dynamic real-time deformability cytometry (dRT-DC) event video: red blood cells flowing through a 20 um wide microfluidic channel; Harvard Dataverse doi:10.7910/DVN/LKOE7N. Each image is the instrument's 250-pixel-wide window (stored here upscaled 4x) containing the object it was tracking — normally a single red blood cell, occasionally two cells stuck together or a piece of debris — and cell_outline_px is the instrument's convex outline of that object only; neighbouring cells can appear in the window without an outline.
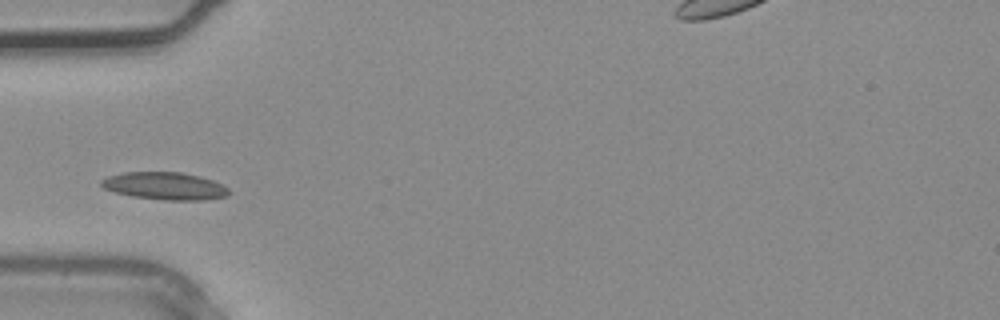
{"species": "common noctule bat (a hibernating species)", "species_latin": "Nyctalus noctula", "temperature_condition": "warm", "stored_images_in_passage": 2, "camera_frame_rate_fps": 3000, "um_per_image_px": 0.085, "animal": {"sex": "male", "body_mass_g": 20.4}, "frame": {"image": 1, "passage_image": 2, "time_ms": 0.333, "image_size_px": [1000, 320], "cell_outline_px": [[232, 192], [228, 196], [204, 200], [164, 200], [132, 196], [116, 192], [104, 188], [100, 184], [100, 180], [108, 176], [124, 172], [180, 172], [200, 176], [212, 180], [228, 188]], "centroid_in_image_um": [14.03, 15.81], "position_along_channel_um": 71.0, "area_um2": 20.46}}